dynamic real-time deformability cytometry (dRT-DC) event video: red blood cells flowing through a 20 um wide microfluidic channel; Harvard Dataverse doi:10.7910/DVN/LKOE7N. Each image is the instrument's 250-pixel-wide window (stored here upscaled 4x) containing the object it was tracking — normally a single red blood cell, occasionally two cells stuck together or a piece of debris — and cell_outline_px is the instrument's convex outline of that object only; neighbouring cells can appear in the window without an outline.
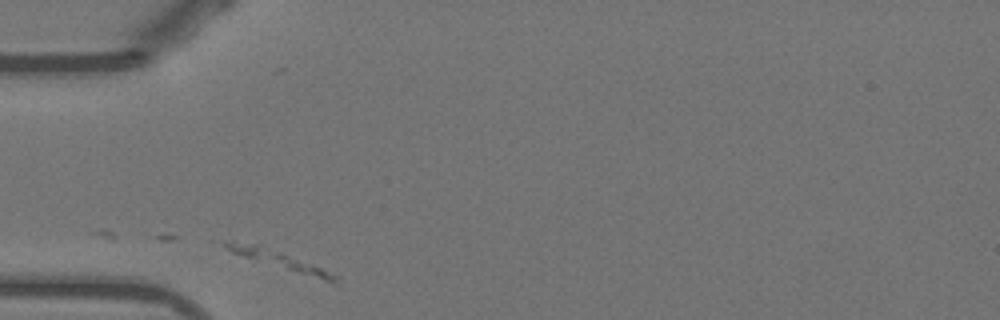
{"species": "Egyptian fruit bat (a non-hibernating species)", "species_latin": "Rousettus aegyptiacus", "temperature_condition": "warm", "stored_images_in_passage": 6, "camera_frame_rate_fps": 3000, "um_per_image_px": 0.085, "animal": {"sex": "female"}, "frame": {"image": 1, "passage_image": 2, "time_ms": 0.333, "image_size_px": [1000, 320], "cell_outline_px": [[340, 276], [336, 280], [324, 280], [256, 260], [232, 252], [220, 244], [232, 240], [256, 244], [280, 252], [312, 264]], "centroid_in_image_um": [23.66, 22.06], "position_along_channel_um": 61.3, "area_um2": 10.64}}